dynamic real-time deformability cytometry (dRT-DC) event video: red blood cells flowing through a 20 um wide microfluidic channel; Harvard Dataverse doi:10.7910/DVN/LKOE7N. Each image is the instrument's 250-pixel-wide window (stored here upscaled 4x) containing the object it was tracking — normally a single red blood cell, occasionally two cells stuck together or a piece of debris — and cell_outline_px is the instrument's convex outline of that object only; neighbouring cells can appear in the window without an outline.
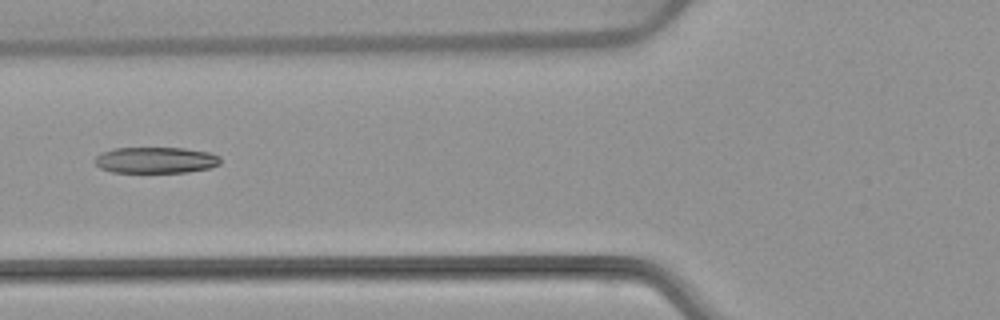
{"species": "common noctule bat (a hibernating species)", "species_latin": "Nyctalus noctula", "temperature_condition": "warm", "stored_images_in_passage": 6, "camera_frame_rate_fps": 3000, "um_per_image_px": 0.085, "animal": {"sex": "female", "body_mass_g": 22.7, "forearm_length_mm": 54.2}, "frame": {"image": 1, "passage_image": 5, "time_ms": 5.0, "image_size_px": [1000, 320], "cell_outline_px": [[220, 164], [208, 168], [188, 172], [112, 172], [100, 168], [92, 160], [100, 152], [112, 148], [184, 148], [212, 152], [220, 156]], "centroid_in_image_um": [13.22, 13.6], "position_along_channel_um": 112.6, "area_um2": 19.36}}
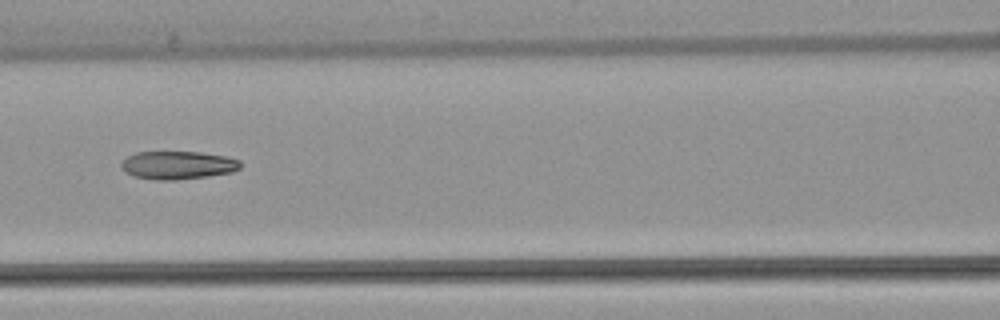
{"frame": {"image": 2, "passage_image": 6, "time_ms": 6.0, "image_size_px": [1000, 320], "cell_outline_px": [[240, 168], [232, 172], [208, 176], [176, 180], [156, 180], [132, 176], [124, 172], [120, 164], [128, 156], [136, 152], [200, 152], [228, 156], [240, 160]], "centroid_in_image_um": [15.11, 14.04], "position_along_channel_um": 151.5, "area_um2": 19.65}}